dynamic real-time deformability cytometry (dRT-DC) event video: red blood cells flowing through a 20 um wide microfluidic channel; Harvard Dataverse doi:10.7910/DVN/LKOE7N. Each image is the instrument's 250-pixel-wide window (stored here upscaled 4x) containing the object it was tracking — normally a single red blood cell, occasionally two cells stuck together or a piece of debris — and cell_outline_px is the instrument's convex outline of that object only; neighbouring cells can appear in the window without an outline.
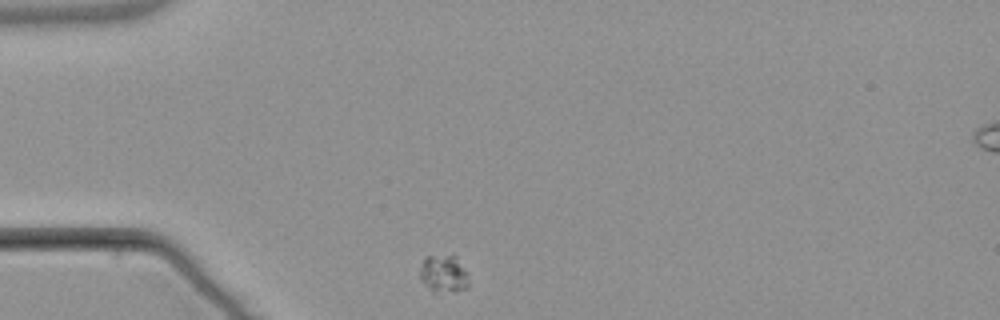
{"species": "common noctule bat (a hibernating species)", "species_latin": "Nyctalus noctula", "temperature_condition": "warm", "stored_images_in_passage": 2, "camera_frame_rate_fps": 3000, "um_per_image_px": 0.085, "animal": {"sex": "male", "body_mass_g": 21.5, "forearm_length_mm": 52.0}, "frame": {"image": 1, "passage_image": 1, "time_ms": 0.0, "image_size_px": [1000, 320], "cell_outline_px": [[468, 288], [456, 292], [432, 292], [420, 280], [420, 268], [424, 256], [452, 252], [456, 256], [468, 272]], "centroid_in_image_um": [37.72, 23.23], "position_along_channel_um": 47.3, "area_um2": 11.39}}